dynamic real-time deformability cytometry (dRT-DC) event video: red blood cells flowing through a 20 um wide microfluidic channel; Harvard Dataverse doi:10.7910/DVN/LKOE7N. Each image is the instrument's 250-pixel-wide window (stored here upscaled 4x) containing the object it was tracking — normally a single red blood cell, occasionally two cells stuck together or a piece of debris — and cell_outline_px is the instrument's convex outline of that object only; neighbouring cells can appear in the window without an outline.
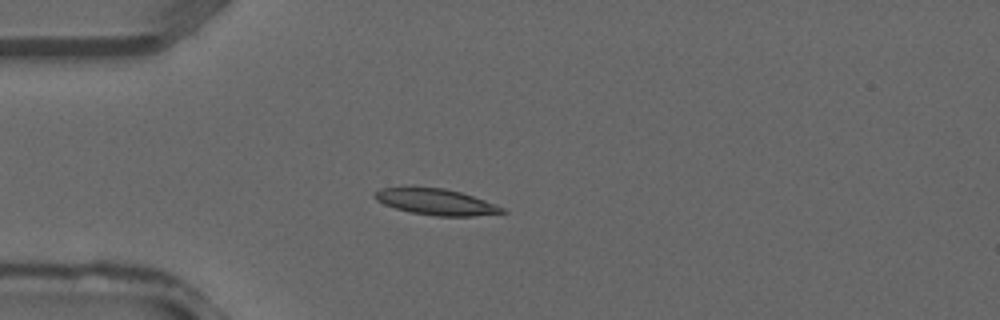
{"species": "common noctule bat (a hibernating species)", "species_latin": "Nyctalus noctula", "temperature_condition": "warm", "stored_images_in_passage": 38, "camera_frame_rate_fps": 3000, "um_per_image_px": 0.085, "animal": {"sex": "male", "forearm_length_mm": 52.5}, "frame": {"image": 1, "passage_image": 10, "time_ms": 3.0, "image_size_px": [1000, 320], "cell_outline_px": [[508, 212], [472, 216], [436, 216], [412, 212], [396, 208], [384, 204], [376, 200], [372, 196], [372, 192], [380, 188], [444, 188], [460, 192], [484, 200], [504, 208]], "centroid_in_image_um": [37.04, 17.16], "position_along_channel_um": 48.0, "area_um2": 19.07}}
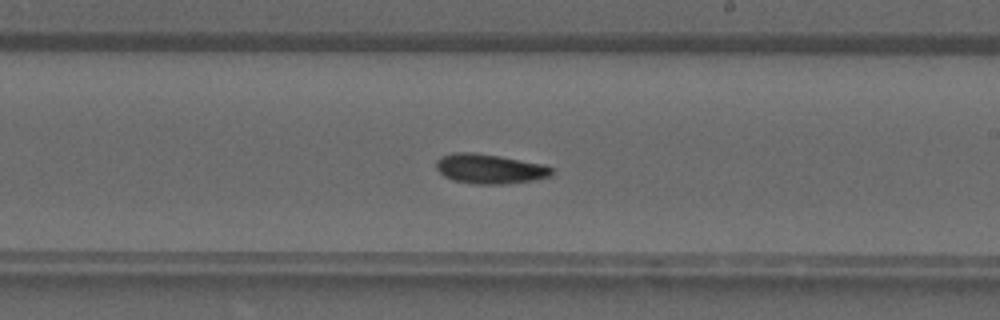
{"frame": {"image": 2, "passage_image": 22, "time_ms": 7.0, "image_size_px": [1000, 320], "cell_outline_px": [[556, 172], [552, 176], [532, 180], [504, 184], [476, 184], [456, 180], [444, 176], [436, 168], [436, 160], [440, 156], [452, 152], [476, 152], [500, 156], [544, 164], [552, 168]], "centroid_in_image_um": [41.64, 14.33], "position_along_channel_um": 247.4, "area_um2": 20.11}}
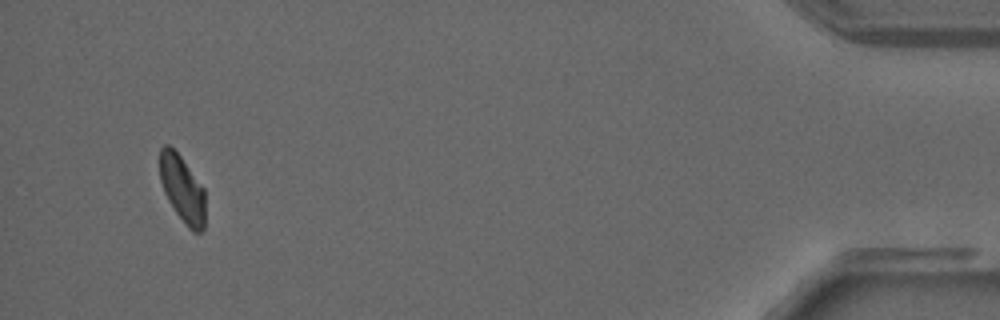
{"frame": {"image": 3, "passage_image": 36, "time_ms": 11.667, "image_size_px": [1000, 320], "cell_outline_px": [[204, 228], [200, 232], [192, 232], [188, 228], [176, 212], [168, 200], [164, 192], [160, 180], [160, 148], [164, 144], [168, 144], [180, 156], [204, 188]], "centroid_in_image_um": [15.49, 16.06], "position_along_channel_um": 419.7, "area_um2": 17.51}}